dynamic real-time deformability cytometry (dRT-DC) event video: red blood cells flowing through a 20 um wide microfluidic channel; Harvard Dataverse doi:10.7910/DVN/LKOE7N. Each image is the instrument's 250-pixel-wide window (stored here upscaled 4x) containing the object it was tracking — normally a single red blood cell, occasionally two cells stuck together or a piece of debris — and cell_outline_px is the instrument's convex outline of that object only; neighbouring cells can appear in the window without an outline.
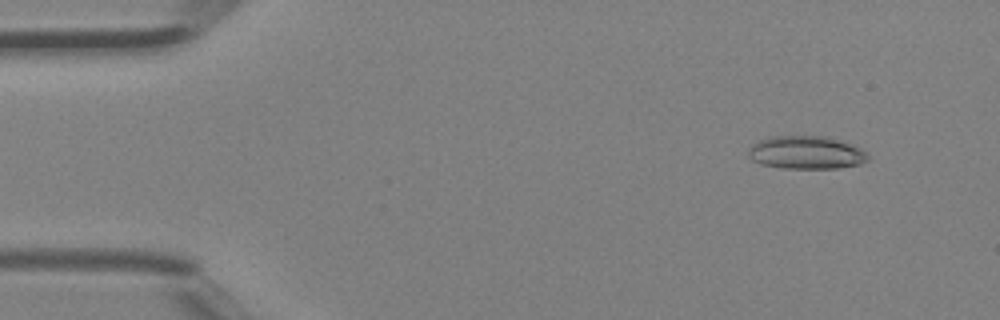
{"species": "Egyptian fruit bat (a non-hibernating species)", "species_latin": "Rousettus aegyptiacus", "temperature_condition": "room temperature", "stored_images_in_passage": 46, "segment_of_instrument_passage": [1, 2], "camera_frame_rate_fps": 3000, "um_per_image_px": 0.085, "animal": {"sex": "female"}, "frame": {"image": 1, "passage_image": 4, "time_ms": 1.0, "image_size_px": [1000, 320], "cell_outline_px": [[868, 160], [860, 164], [836, 168], [780, 168], [760, 164], [752, 160], [748, 156], [748, 148], [752, 144], [768, 136], [824, 136], [860, 148], [868, 152]], "centroid_in_image_um": [68.47, 12.97], "position_along_channel_um": 16.5, "area_um2": 23.0}}
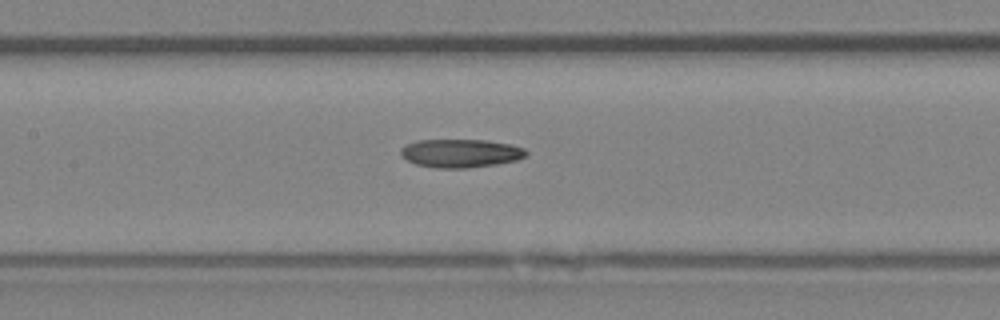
{"frame": {"image": 2, "passage_image": 21, "time_ms": 6.667, "image_size_px": [1000, 320], "cell_outline_px": [[528, 156], [516, 160], [496, 164], [468, 168], [436, 168], [416, 164], [400, 156], [400, 148], [416, 140], [488, 140], [512, 144], [524, 148], [528, 152]], "centroid_in_image_um": [39.17, 13.02], "position_along_channel_um": 168.2, "area_um2": 20.92}}
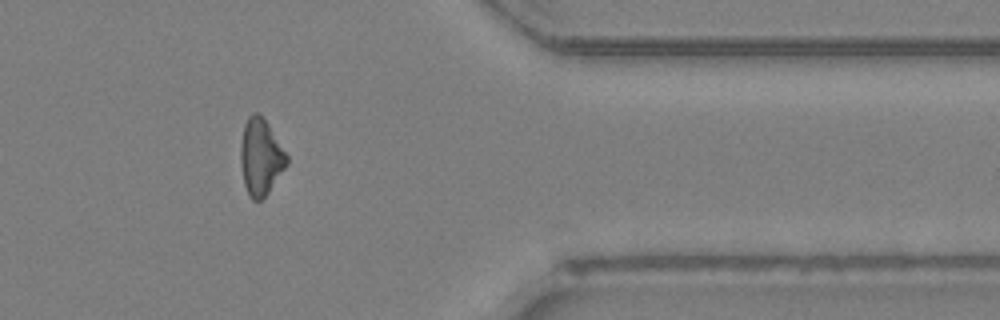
{"frame": {"image": 3, "passage_image": 37, "time_ms": 12.0, "image_size_px": [1000, 320], "cell_outline_px": [[288, 164], [268, 192], [260, 200], [252, 200], [248, 196], [244, 184], [240, 164], [240, 144], [244, 124], [248, 116], [252, 112], [256, 112], [264, 120], [288, 156]], "centroid_in_image_um": [22.13, 13.37], "position_along_channel_um": 389.3, "area_um2": 20.35}}